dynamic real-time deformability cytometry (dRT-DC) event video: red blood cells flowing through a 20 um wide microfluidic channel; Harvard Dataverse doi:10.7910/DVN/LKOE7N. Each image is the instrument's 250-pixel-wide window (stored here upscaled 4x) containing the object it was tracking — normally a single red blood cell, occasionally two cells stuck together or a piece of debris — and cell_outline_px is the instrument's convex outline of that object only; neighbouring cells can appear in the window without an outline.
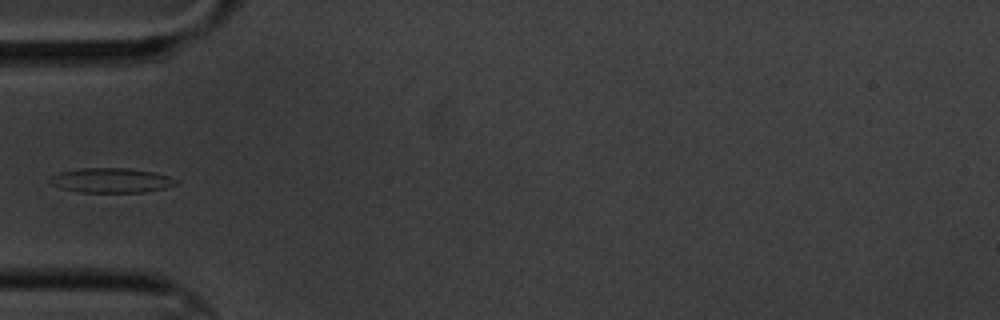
{"species": "common noctule bat (a hibernating species)", "species_latin": "Nyctalus noctula", "temperature_condition": "cold", "stored_images_in_passage": 6, "camera_frame_rate_fps": 3000, "um_per_image_px": 0.085, "animal": {"sex": "male", "body_mass_g": 20.1, "forearm_length_mm": 53.5}, "frame": {"image": 1, "passage_image": 6, "time_ms": 6.0, "image_size_px": [1000, 320], "cell_outline_px": [[180, 180], [176, 184], [164, 188], [144, 192], [80, 192], [60, 188], [48, 184], [48, 176], [60, 172], [80, 168], [132, 168], [156, 172]], "centroid_in_image_um": [9.42, 15.32], "position_along_channel_um": 75.6, "area_um2": 18.44}}